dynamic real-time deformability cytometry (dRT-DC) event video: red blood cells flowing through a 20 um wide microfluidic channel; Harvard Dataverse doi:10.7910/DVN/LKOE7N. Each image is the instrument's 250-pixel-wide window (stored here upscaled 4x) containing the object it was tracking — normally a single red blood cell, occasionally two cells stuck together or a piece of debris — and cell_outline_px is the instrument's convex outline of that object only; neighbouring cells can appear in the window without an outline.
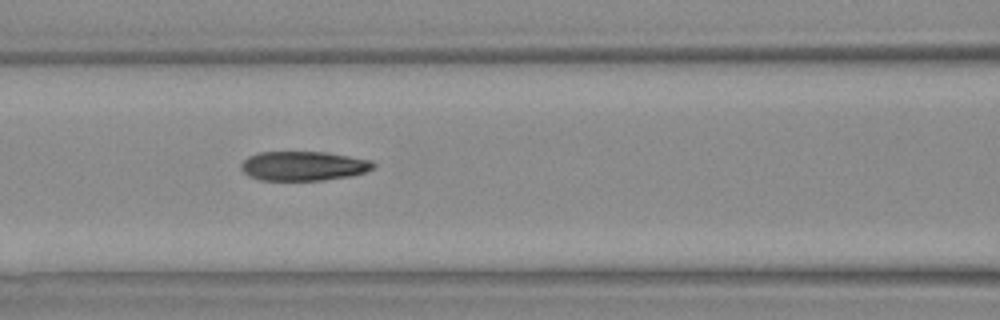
{"species": "Egyptian fruit bat (a non-hibernating species)", "species_latin": "Rousettus aegyptiacus", "temperature_condition": "warm", "stored_images_in_passage": 22, "camera_frame_rate_fps": 3000, "um_per_image_px": 0.085, "animal": {"sex": "female"}, "frame": {"image": 1, "passage_image": 7, "time_ms": 2.0, "image_size_px": [1000, 320], "cell_outline_px": [[376, 164], [372, 168], [364, 172], [352, 176], [320, 180], [260, 180], [248, 176], [240, 168], [240, 164], [248, 156], [260, 152], [328, 152], [372, 160]], "centroid_in_image_um": [25.78, 14.1], "position_along_channel_um": 140.8, "area_um2": 22.72}}